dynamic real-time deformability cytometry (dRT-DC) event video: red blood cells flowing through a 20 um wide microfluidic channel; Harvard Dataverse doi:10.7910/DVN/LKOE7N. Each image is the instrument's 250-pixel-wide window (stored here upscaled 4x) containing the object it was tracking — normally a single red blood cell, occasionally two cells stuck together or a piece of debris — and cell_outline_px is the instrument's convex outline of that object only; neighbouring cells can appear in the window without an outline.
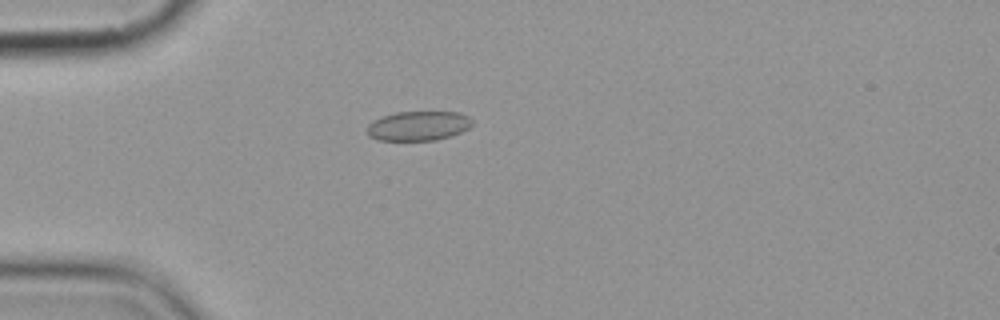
{"species": "common noctule bat (a hibernating species)", "species_latin": "Nyctalus noctula", "temperature_condition": "cold", "stored_images_in_passage": 6, "camera_frame_rate_fps": 3000, "um_per_image_px": 0.085, "animal": {"sex": "female", "body_mass_g": 19.9}, "frame": {"image": 1, "passage_image": 5, "time_ms": 4.667, "image_size_px": [1000, 320], "cell_outline_px": [[472, 124], [468, 128], [452, 136], [436, 140], [376, 140], [368, 136], [368, 124], [372, 120], [396, 112], [460, 112], [468, 116], [472, 120]], "centroid_in_image_um": [35.56, 10.7], "position_along_channel_um": 49.4, "area_um2": 18.09}}